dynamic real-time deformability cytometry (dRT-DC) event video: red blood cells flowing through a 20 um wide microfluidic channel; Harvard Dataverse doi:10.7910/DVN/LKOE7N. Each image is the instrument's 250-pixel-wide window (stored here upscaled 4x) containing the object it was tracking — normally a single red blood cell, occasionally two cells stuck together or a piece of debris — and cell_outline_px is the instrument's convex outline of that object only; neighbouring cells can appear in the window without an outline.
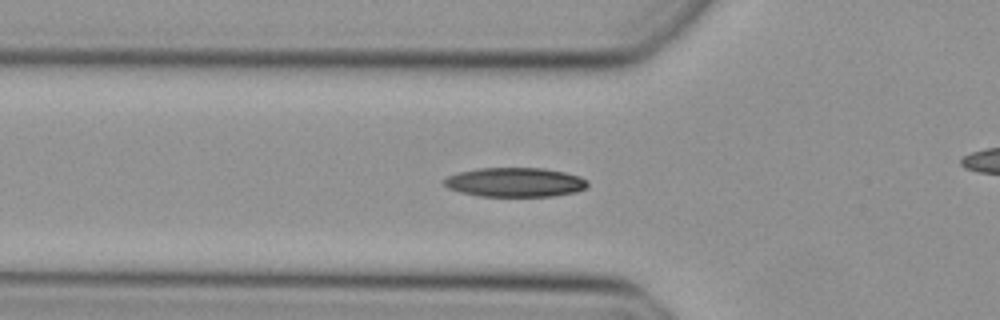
{"species": "Egyptian fruit bat (a non-hibernating species)", "species_latin": "Rousettus aegyptiacus", "temperature_condition": "cold", "stored_images_in_passage": 42, "camera_frame_rate_fps": 3000, "um_per_image_px": 0.085, "animal": {"sex": "female"}, "frame": {"image": 1, "passage_image": 16, "time_ms": 5.0, "image_size_px": [1000, 320], "cell_outline_px": [[588, 184], [584, 188], [576, 192], [552, 196], [480, 196], [460, 192], [448, 188], [444, 184], [444, 180], [448, 176], [456, 172], [480, 168], [544, 168], [564, 172], [580, 176], [588, 180]], "centroid_in_image_um": [43.78, 15.49], "position_along_channel_um": 82.0, "area_um2": 24.51}}
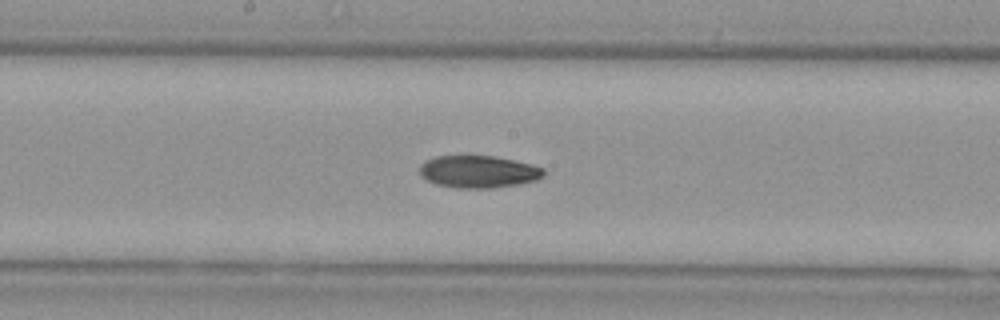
{"frame": {"image": 2, "passage_image": 25, "time_ms": 8.0, "image_size_px": [1000, 320], "cell_outline_px": [[544, 176], [536, 180], [520, 184], [492, 188], [456, 188], [436, 184], [420, 176], [420, 164], [424, 160], [436, 156], [496, 156], [532, 164], [544, 168]], "centroid_in_image_um": [40.67, 14.59], "position_along_channel_um": 207.5, "area_um2": 23.52}}
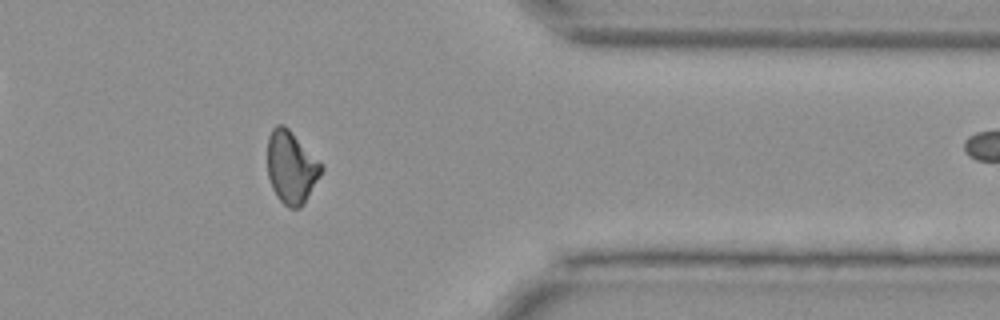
{"frame": {"image": 3, "passage_image": 39, "time_ms": 12.667, "image_size_px": [1000, 320], "cell_outline_px": [[324, 168], [320, 176], [304, 204], [300, 208], [288, 208], [276, 196], [272, 188], [268, 176], [268, 136], [272, 128], [276, 124], [284, 124], [324, 164]], "centroid_in_image_um": [24.77, 14.21], "position_along_channel_um": 386.6, "area_um2": 23.0}}